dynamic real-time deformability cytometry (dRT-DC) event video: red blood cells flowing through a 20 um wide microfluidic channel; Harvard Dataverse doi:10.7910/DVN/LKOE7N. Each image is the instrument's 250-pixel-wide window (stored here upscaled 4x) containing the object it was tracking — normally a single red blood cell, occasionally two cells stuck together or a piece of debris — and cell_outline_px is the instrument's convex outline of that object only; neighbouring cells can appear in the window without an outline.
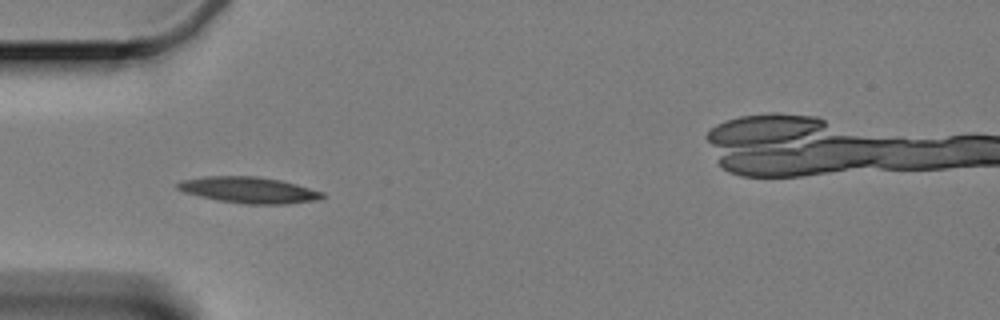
{"species": "Egyptian fruit bat (a non-hibernating species)", "species_latin": "Rousettus aegyptiacus", "temperature_condition": "cold", "stored_images_in_passage": 60, "camera_frame_rate_fps": 3000, "um_per_image_px": 0.085, "animal": {"sex": "female"}, "frame": {"image": 1, "passage_image": 18, "time_ms": 5.667, "image_size_px": [1000, 320], "cell_outline_px": [[324, 196], [320, 200], [284, 204], [244, 204], [216, 200], [184, 192], [176, 188], [176, 184], [184, 180], [204, 176], [256, 176], [280, 180], [296, 184], [324, 192]], "centroid_in_image_um": [21.17, 16.15], "position_along_channel_um": 63.8, "area_um2": 22.08}}
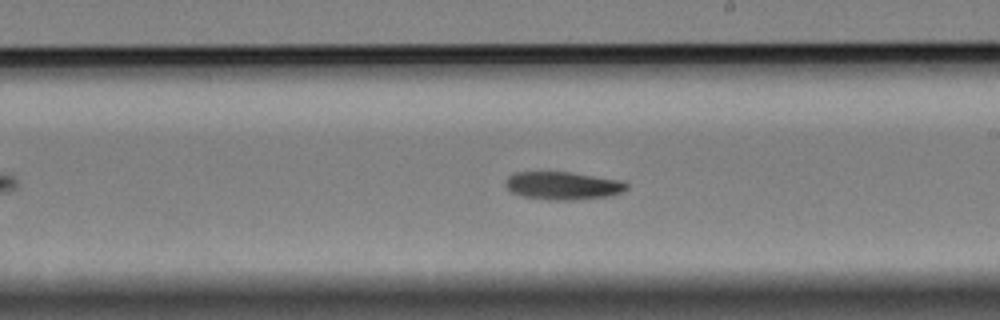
{"frame": {"image": 2, "passage_image": 34, "time_ms": 11.0, "image_size_px": [1000, 320], "cell_outline_px": [[628, 188], [624, 192], [612, 196], [576, 200], [548, 200], [520, 196], [512, 192], [504, 184], [508, 176], [516, 172], [568, 172], [620, 180], [628, 184]], "centroid_in_image_um": [47.86, 15.8], "position_along_channel_um": 241.1, "area_um2": 19.88}}
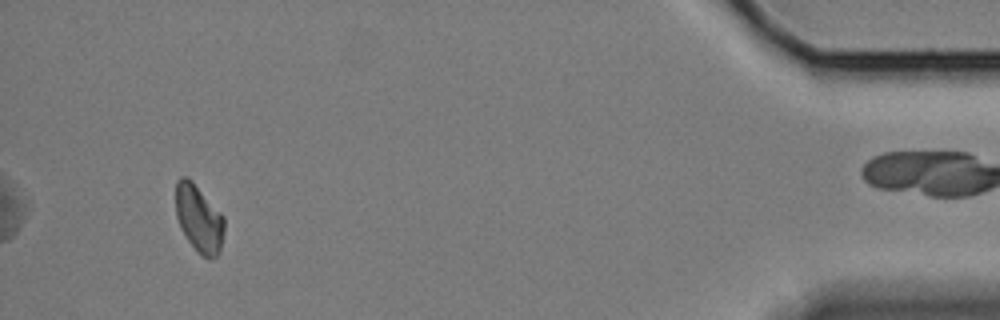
{"frame": {"image": 3, "passage_image": 56, "time_ms": 18.333, "image_size_px": [1000, 320], "cell_outline_px": [[224, 232], [220, 252], [212, 260], [208, 260], [200, 256], [188, 240], [180, 228], [176, 216], [176, 180], [180, 176], [188, 176], [192, 180], [224, 216]], "centroid_in_image_um": [16.91, 18.59], "position_along_channel_um": 418.3, "area_um2": 19.42}, "authors_computed_cell_mechanics": {"area_um2": 19.8832, "velocity_mm_per_s": 3.3514, "shape_relaxation_time_tau1_ms": 5.3628, "shape_relaxation_time_tau2_ms": null, "deformation_change_tau1": 0.1239, "deformation_change_tau2": null}}